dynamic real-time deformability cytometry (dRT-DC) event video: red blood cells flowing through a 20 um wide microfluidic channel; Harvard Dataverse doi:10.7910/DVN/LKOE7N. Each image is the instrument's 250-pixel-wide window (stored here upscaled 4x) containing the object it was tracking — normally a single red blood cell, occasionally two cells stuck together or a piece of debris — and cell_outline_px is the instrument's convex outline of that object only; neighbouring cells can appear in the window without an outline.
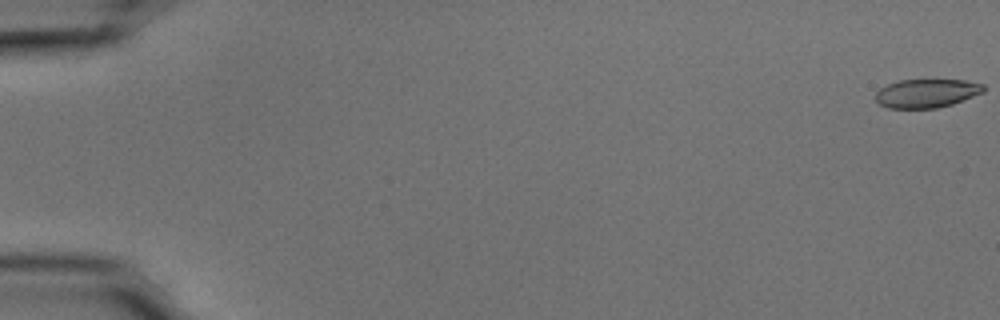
{"species": "common noctule bat (a hibernating species)", "species_latin": "Nyctalus noctula", "temperature_condition": "cold", "stored_images_in_passage": 55, "camera_frame_rate_fps": 3000, "um_per_image_px": 0.085, "animal": {"sex": "male", "body_mass_g": 15.6}, "frame": {"image": 1, "passage_image": 1, "time_ms": 0.0, "image_size_px": [1000, 320], "cell_outline_px": [[984, 92], [952, 104], [936, 108], [888, 108], [880, 104], [876, 100], [876, 92], [880, 88], [888, 84], [900, 80], [964, 80], [984, 84]], "centroid_in_image_um": [78.76, 7.93], "position_along_channel_um": 6.2, "area_um2": 17.92}}
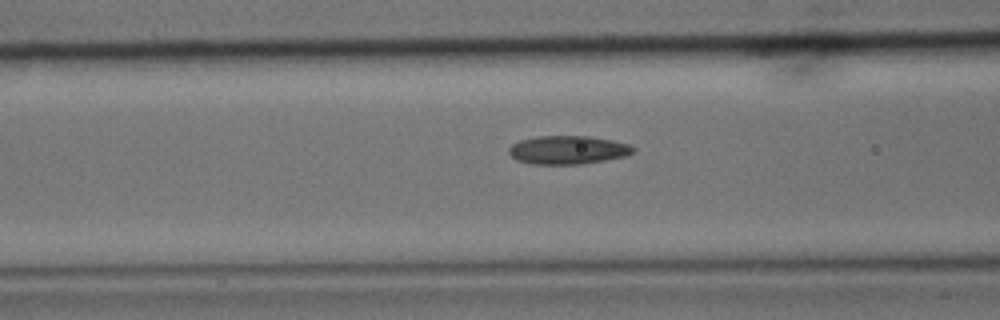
{"frame": {"image": 2, "passage_image": 23, "time_ms": 7.333, "image_size_px": [1000, 320], "cell_outline_px": [[636, 152], [624, 156], [604, 160], [580, 164], [532, 164], [516, 160], [508, 152], [508, 148], [512, 144], [520, 140], [536, 136], [588, 136], [612, 140], [628, 144], [636, 148]], "centroid_in_image_um": [48.26, 12.74], "position_along_channel_um": 118.3, "area_um2": 20.63}}
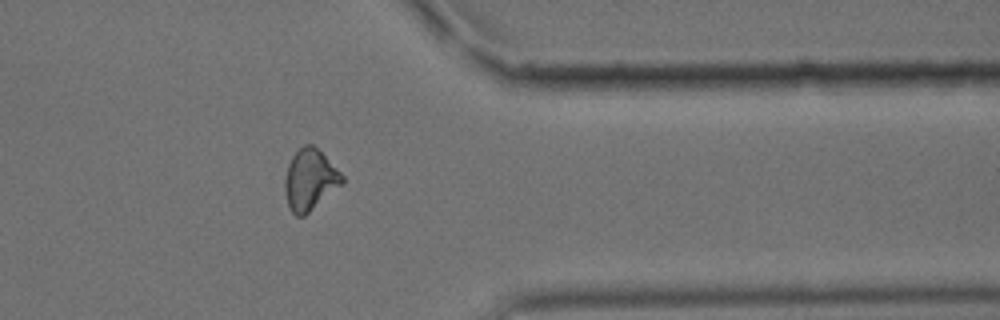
{"frame": {"image": 3, "passage_image": 45, "time_ms": 14.667, "image_size_px": [1000, 320], "cell_outline_px": [[344, 184], [304, 216], [296, 216], [288, 208], [284, 192], [284, 180], [288, 164], [292, 156], [304, 144], [312, 144], [344, 176]], "centroid_in_image_um": [26.33, 15.31], "position_along_channel_um": 385.1, "area_um2": 20.4}, "authors_computed_cell_mechanics": {"area_um2": 19.8832, "velocity_mm_per_s": 3.7547, "shape_relaxation_time_tau1_ms": 6.8226, "shape_relaxation_time_tau2_ms": 2.989, "deformation_change_tau1": 0.1684, "deformation_change_tau2": 0.0985}}